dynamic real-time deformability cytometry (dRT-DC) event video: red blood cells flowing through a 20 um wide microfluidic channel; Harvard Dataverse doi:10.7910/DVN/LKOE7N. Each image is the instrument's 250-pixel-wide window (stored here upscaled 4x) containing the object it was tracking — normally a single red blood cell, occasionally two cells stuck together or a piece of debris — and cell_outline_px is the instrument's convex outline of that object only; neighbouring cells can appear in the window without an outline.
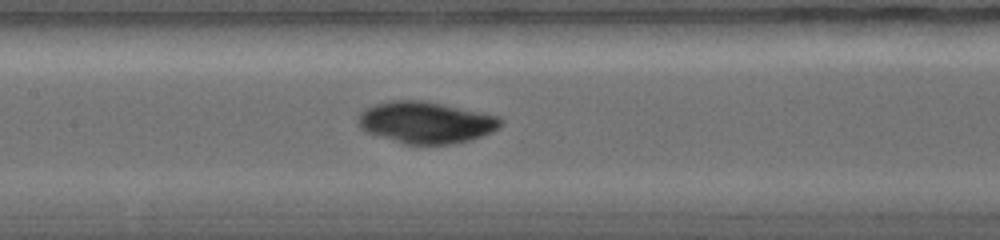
{"species": "common noctule bat (a hibernating species)", "species_latin": "Nyctalus noctula", "temperature_condition": "warm", "stored_images_in_passage": 13, "camera_frame_rate_fps": 5000, "um_per_image_px": 0.085, "animal": {"sex": "female", "body_mass_g": 19.0, "forearm_length_mm": 56.7}, "frame": {"image": 1, "passage_image": 13, "time_ms": 4.6, "image_size_px": [1000, 240], "cell_outline_px": [[504, 124], [492, 132], [472, 140], [452, 144], [404, 144], [368, 132], [360, 128], [360, 112], [364, 108], [388, 100], [420, 100], [500, 116], [504, 120]], "centroid_in_image_um": [36.25, 10.41], "position_along_channel_um": 171.2, "area_um2": 34.45}}